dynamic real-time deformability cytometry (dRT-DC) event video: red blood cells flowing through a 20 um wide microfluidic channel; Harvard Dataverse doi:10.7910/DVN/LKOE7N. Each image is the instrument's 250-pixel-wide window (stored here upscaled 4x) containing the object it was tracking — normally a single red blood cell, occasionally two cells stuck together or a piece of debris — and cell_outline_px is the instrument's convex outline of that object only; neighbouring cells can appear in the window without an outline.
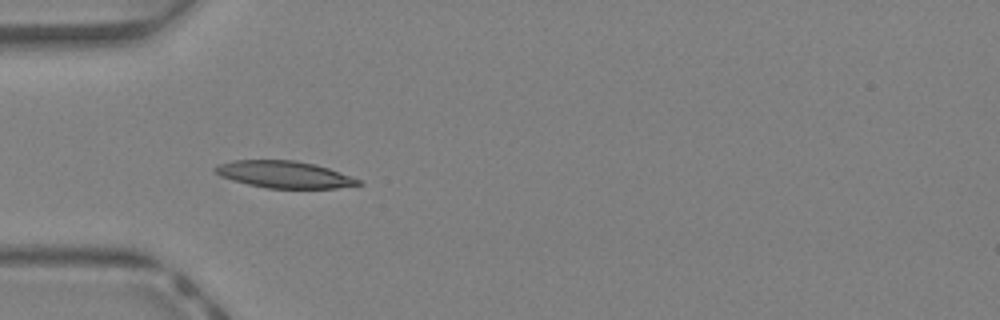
{"species": "Egyptian fruit bat (a non-hibernating species)", "species_latin": "Rousettus aegyptiacus", "temperature_condition": "warm", "stored_images_in_passage": 30, "camera_frame_rate_fps": 3000, "um_per_image_px": 0.085, "animal": {"sex": "female"}, "frame": {"image": 1, "passage_image": 1, "time_ms": 0.0, "image_size_px": [1000, 320], "cell_outline_px": [[364, 184], [336, 188], [268, 188], [248, 184], [232, 180], [220, 176], [212, 172], [212, 168], [216, 164], [232, 160], [296, 160], [316, 164], [340, 172], [360, 180]], "centroid_in_image_um": [24.11, 14.82], "position_along_channel_um": 60.9, "area_um2": 22.66}}
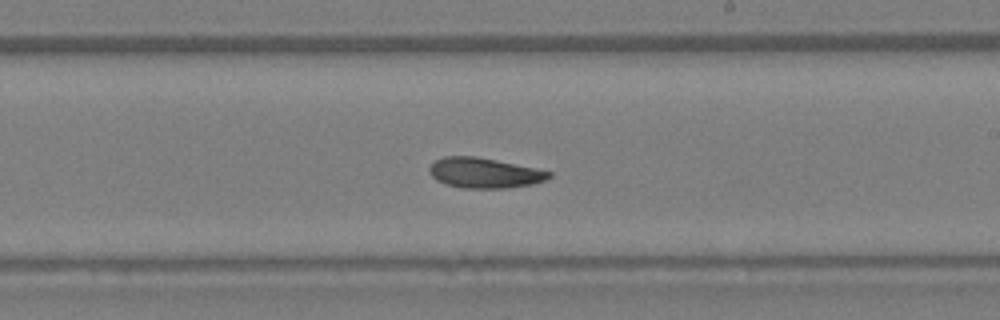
{"frame": {"image": 2, "passage_image": 13, "time_ms": 4.0, "image_size_px": [1000, 320], "cell_outline_px": [[552, 176], [544, 180], [532, 184], [504, 188], [460, 188], [444, 184], [436, 180], [428, 172], [428, 168], [436, 160], [444, 156], [476, 156], [552, 172]], "centroid_in_image_um": [41.11, 14.7], "position_along_channel_um": 247.9, "area_um2": 20.92}}
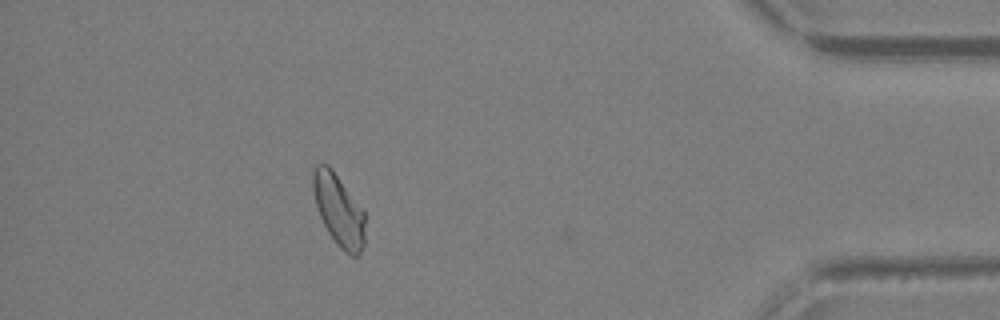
{"frame": {"image": 3, "passage_image": 26, "time_ms": 8.333, "image_size_px": [1000, 320], "cell_outline_px": [[364, 244], [360, 252], [356, 256], [352, 256], [344, 252], [336, 244], [328, 232], [320, 216], [316, 204], [312, 188], [312, 172], [316, 164], [328, 164], [332, 168], [364, 212]], "centroid_in_image_um": [28.77, 17.85], "position_along_channel_um": 406.4, "area_um2": 21.56}, "authors_computed_cell_mechanics": {"area_um2": 21.6172, "velocity_mm_per_s": 4.7672, "shape_relaxation_time_tau1_ms": null, "shape_relaxation_time_tau2_ms": 7.1352, "deformation_change_tau1": null, "deformation_change_tau2": 0.1625}}